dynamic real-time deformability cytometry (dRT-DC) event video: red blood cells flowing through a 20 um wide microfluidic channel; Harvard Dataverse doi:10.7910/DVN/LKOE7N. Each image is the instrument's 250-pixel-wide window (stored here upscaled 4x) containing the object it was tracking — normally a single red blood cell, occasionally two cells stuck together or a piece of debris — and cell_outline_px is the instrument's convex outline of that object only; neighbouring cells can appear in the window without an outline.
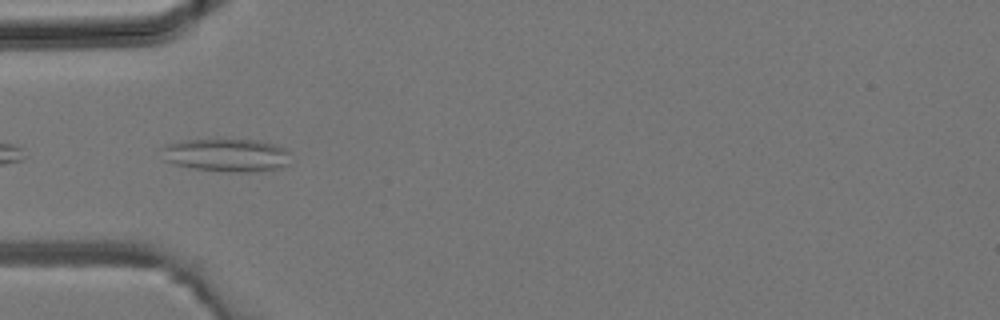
{"species": "common noctule bat (a hibernating species)", "species_latin": "Nyctalus noctula", "temperature_condition": "room temperature", "stored_images_in_passage": 3, "camera_frame_rate_fps": 3000, "um_per_image_px": 0.085, "animal": {"sex": "male", "body_mass_g": 19.2, "forearm_length_mm": 51.8}, "frame": {"image": 1, "passage_image": 3, "time_ms": 0.667, "image_size_px": [1000, 320], "cell_outline_px": [[288, 164], [284, 168], [248, 172], [228, 172], [192, 168], [176, 164], [164, 160], [160, 148], [164, 144], [188, 140], [256, 140], [276, 144], [284, 148], [288, 152]], "centroid_in_image_um": [19.25, 13.19], "position_along_channel_um": 65.8, "area_um2": 24.85}}